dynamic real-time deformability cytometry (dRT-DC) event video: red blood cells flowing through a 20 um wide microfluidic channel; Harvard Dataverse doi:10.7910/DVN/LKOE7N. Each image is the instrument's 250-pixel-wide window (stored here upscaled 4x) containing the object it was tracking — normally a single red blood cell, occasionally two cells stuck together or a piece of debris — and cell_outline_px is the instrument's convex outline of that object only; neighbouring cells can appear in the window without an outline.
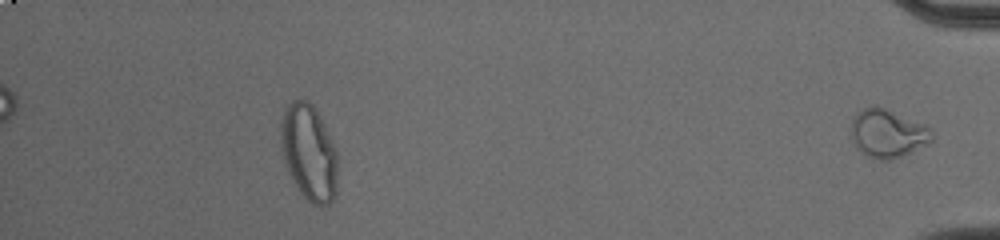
{"species": "common noctule bat (a hibernating species)", "species_latin": "Nyctalus noctula", "temperature_condition": "cold", "stored_images_in_passage": 48, "segment_of_instrument_passage": [2, 2], "camera_frame_rate_fps": 3000, "um_per_image_px": 0.085, "animal": {"sex": "male", "body_mass_g": 20.0, "forearm_length_mm": 53.3}, "frame": {"image": 1, "passage_image": 48, "time_ms": 15.667, "image_size_px": [1000, 240], "cell_outline_px": [[932, 140], [900, 156], [888, 160], [876, 160], [868, 156], [852, 144], [848, 132], [852, 116], [856, 112], [864, 108], [884, 108], [924, 124], [932, 132]], "centroid_in_image_um": [75.34, 11.34], "position_along_channel_um": 359.9, "area_um2": 22.48}}